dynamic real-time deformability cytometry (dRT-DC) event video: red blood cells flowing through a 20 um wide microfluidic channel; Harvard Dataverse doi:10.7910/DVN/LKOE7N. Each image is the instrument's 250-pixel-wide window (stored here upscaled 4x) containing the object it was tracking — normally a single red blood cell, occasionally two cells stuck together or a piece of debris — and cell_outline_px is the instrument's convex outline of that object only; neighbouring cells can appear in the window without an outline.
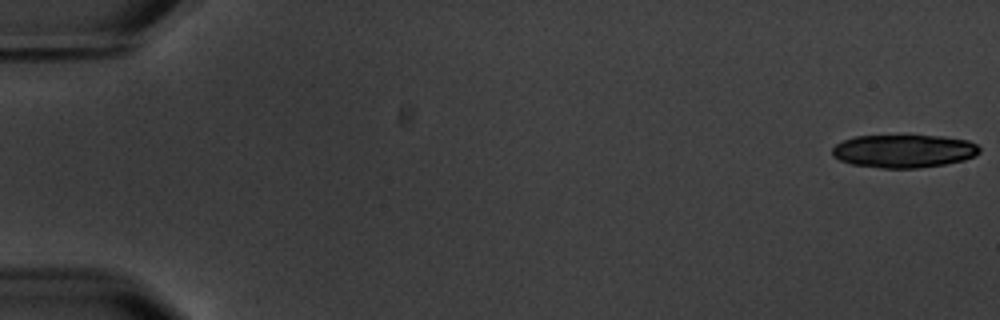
{"species": "common noctule bat (a hibernating species)", "species_latin": "Nyctalus noctula", "temperature_condition": "warm", "stored_images_in_passage": 5, "camera_frame_rate_fps": 3000, "um_per_image_px": 0.085, "animal": {"sex": "male", "body_mass_g": 20.1, "forearm_length_mm": 53.5}, "frame": {"image": 1, "passage_image": 1, "time_ms": 0.0, "image_size_px": [1000, 320], "cell_outline_px": [[980, 152], [976, 156], [964, 160], [944, 164], [916, 168], [880, 168], [852, 164], [840, 160], [832, 156], [832, 148], [836, 144], [844, 140], [856, 136], [944, 136], [968, 140], [976, 144], [980, 148]], "centroid_in_image_um": [76.84, 12.84], "position_along_channel_um": 8.2, "area_um2": 28.38}}